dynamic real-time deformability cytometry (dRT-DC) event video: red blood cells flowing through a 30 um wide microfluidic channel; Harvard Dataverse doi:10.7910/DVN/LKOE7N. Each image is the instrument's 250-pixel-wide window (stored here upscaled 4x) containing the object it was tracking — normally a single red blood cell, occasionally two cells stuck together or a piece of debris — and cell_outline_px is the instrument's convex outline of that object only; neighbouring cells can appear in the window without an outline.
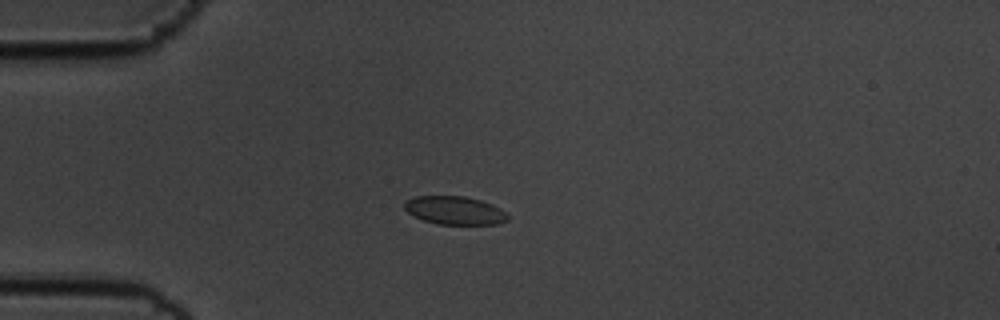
{"species": "common noctule bat (a hibernating species)", "species_latin": "Nyctalus noctula", "temperature_condition": "cold", "stored_images_in_passage": 43, "camera_frame_rate_fps": 3000, "um_per_image_px": 0.085, "animal": {"sex": "male", "body_mass_g": 19.5, "forearm_length_mm": 54.6}, "frame": {"image": 1, "passage_image": 1, "time_ms": 0.0, "image_size_px": [1000, 320], "cell_outline_px": [[508, 220], [496, 224], [440, 224], [424, 220], [408, 212], [404, 208], [404, 200], [416, 196], [464, 196], [480, 200], [492, 204], [500, 208], [508, 216]], "centroid_in_image_um": [38.64, 17.87], "position_along_channel_um": 46.4, "area_um2": 16.88}}
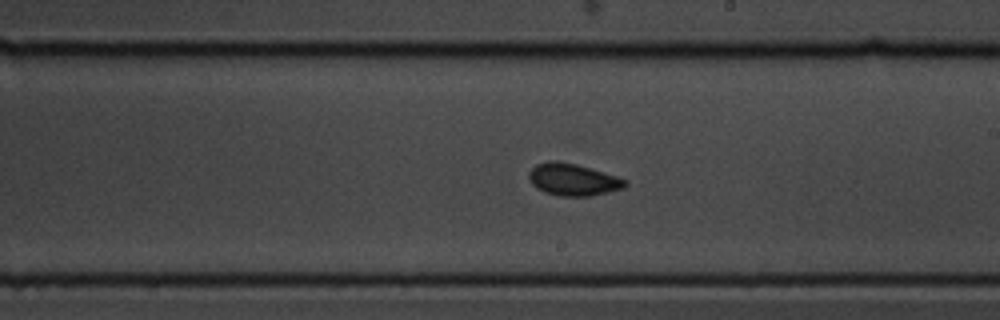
{"frame": {"image": 2, "passage_image": 19, "time_ms": 6.0, "image_size_px": [1000, 320], "cell_outline_px": [[628, 184], [624, 188], [608, 192], [588, 196], [560, 196], [544, 192], [536, 188], [532, 184], [528, 176], [528, 172], [536, 164], [548, 160], [556, 160], [576, 164], [616, 176], [628, 180]], "centroid_in_image_um": [48.68, 15.26], "position_along_channel_um": 240.3, "area_um2": 18.03}}
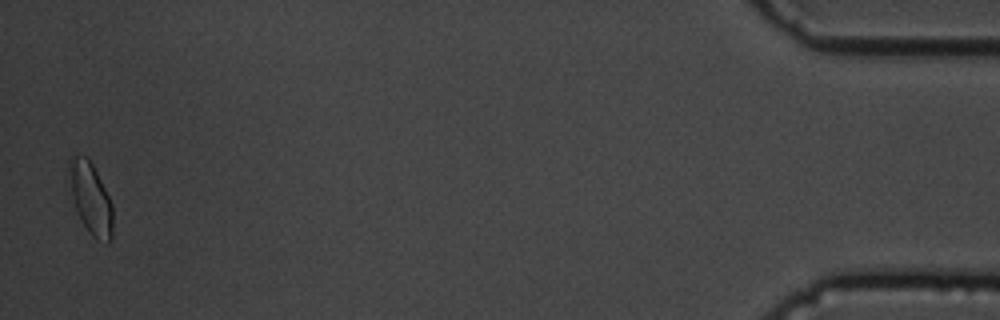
{"frame": {"image": 3, "passage_image": 42, "time_ms": 13.667, "image_size_px": [1000, 320], "cell_outline_px": [[112, 236], [108, 244], [96, 240], [88, 232], [76, 208], [72, 196], [68, 168], [68, 160], [72, 156], [88, 156], [112, 204]], "centroid_in_image_um": [7.71, 16.88], "position_along_channel_um": 427.5, "area_um2": 17.92}, "authors_computed_cell_mechanics": {"area_um2": 16.9354, "velocity_mm_per_s": 3.5465, "shape_relaxation_time_tau1_ms": 3.2279, "shape_relaxation_time_tau2_ms": 1.4078, "deformation_change_tau1": 0.0571, "deformation_change_tau2": 0.0649}}